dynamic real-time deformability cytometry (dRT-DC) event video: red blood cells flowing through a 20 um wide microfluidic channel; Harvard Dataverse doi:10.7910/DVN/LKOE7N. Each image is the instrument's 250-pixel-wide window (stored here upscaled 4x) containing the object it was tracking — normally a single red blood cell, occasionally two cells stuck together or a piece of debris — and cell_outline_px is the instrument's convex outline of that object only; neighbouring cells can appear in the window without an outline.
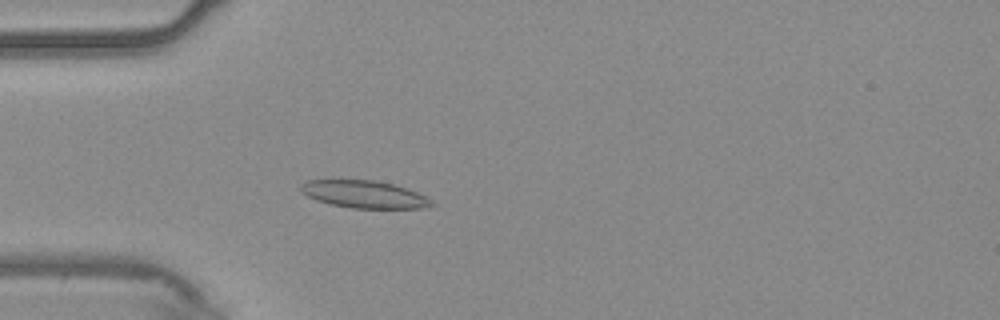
{"species": "common noctule bat (a hibernating species)", "species_latin": "Nyctalus noctula", "temperature_condition": "warm", "stored_images_in_passage": 51, "camera_frame_rate_fps": 3000, "um_per_image_px": 0.085, "animal": {"sex": "male", "body_mass_g": 20.4}, "frame": {"image": 1, "passage_image": 13, "time_ms": 4.0, "image_size_px": [1000, 320], "cell_outline_px": [[436, 204], [428, 208], [352, 208], [332, 204], [316, 200], [300, 192], [300, 184], [308, 180], [372, 180], [392, 184], [408, 188], [432, 200]], "centroid_in_image_um": [30.97, 16.52], "position_along_channel_um": 54.0, "area_um2": 20.87}}
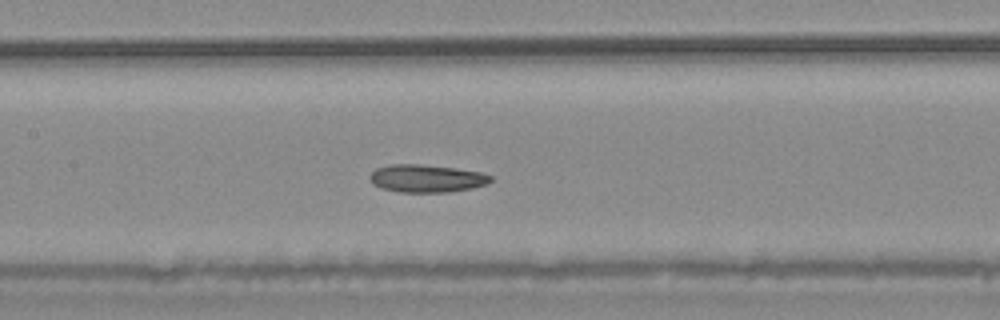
{"frame": {"image": 2, "passage_image": 23, "time_ms": 7.333, "image_size_px": [1000, 320], "cell_outline_px": [[492, 180], [484, 184], [472, 188], [448, 192], [400, 192], [380, 188], [372, 184], [368, 176], [376, 168], [388, 164], [420, 164], [452, 168], [480, 172], [492, 176]], "centroid_in_image_um": [36.19, 15.17], "position_along_channel_um": 171.2, "area_um2": 19.48}}
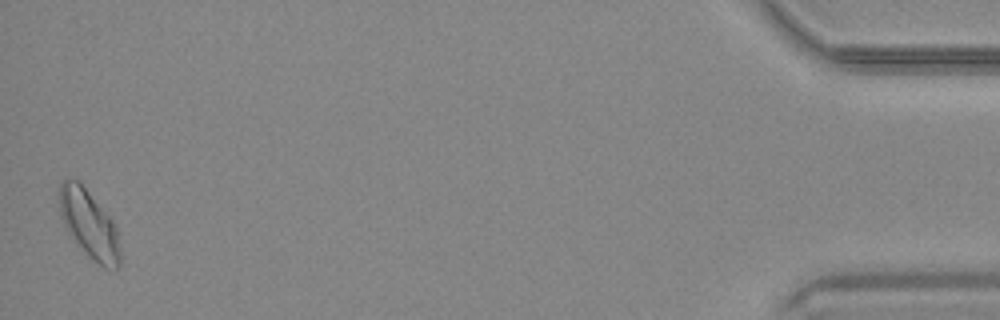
{"frame": {"image": 3, "passage_image": 51, "time_ms": 16.667, "image_size_px": [1000, 320], "cell_outline_px": [[120, 268], [104, 268], [92, 260], [80, 248], [64, 224], [60, 216], [60, 184], [68, 176], [80, 180], [112, 220], [116, 228], [120, 248]], "centroid_in_image_um": [7.58, 19.04], "position_along_channel_um": 427.6, "area_um2": 24.1}, "authors_computed_cell_mechanics": {"area_um2": 20.1722, "velocity_mm_per_s": 3.7187, "shape_relaxation_time_tau1_ms": null, "shape_relaxation_time_tau2_ms": 9.7425, "deformation_change_tau1": null, "deformation_change_tau2": 0.1839}}